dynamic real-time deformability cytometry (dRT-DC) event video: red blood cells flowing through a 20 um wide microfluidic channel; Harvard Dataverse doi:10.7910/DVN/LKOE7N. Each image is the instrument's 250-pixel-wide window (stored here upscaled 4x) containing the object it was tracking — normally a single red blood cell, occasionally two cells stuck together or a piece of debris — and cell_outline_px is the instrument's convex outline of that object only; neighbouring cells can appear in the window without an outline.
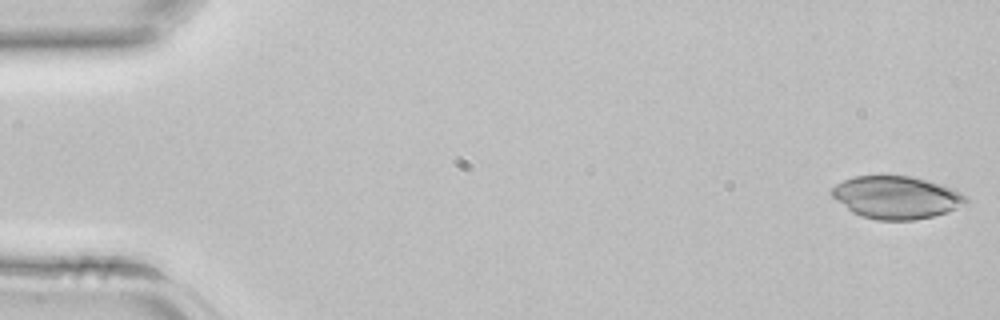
{"species": "common noctule bat (a hibernating species)", "species_latin": "Nyctalus noctula", "temperature_condition": "room temperature", "stored_images_in_passage": 42, "camera_frame_rate_fps": 3000, "um_per_image_px": 0.085, "animal": {"sex": "female", "body_mass_g": 22.7, "forearm_length_mm": 54.2}, "frame": {"image": 1, "passage_image": 1, "time_ms": 0.0, "image_size_px": [1000, 320], "cell_outline_px": [[968, 204], [932, 216], [912, 220], [876, 220], [860, 216], [852, 212], [832, 196], [832, 188], [836, 184], [844, 180], [856, 176], [912, 176], [940, 184], [952, 188], [968, 196]], "centroid_in_image_um": [76.21, 16.78], "position_along_channel_um": 8.8, "area_um2": 33.12}}
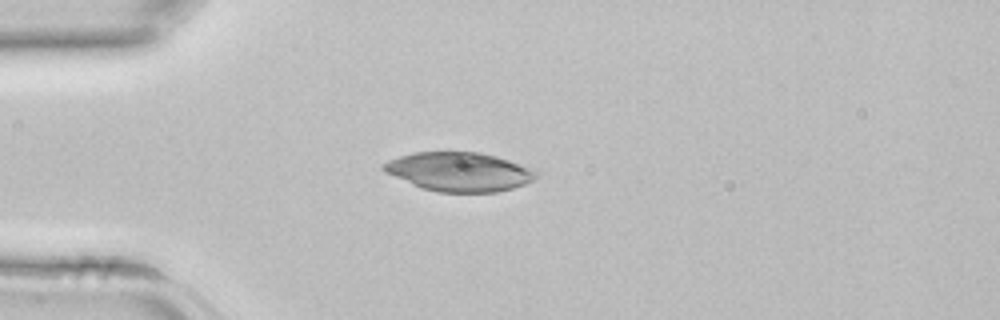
{"frame": {"image": 2, "passage_image": 11, "time_ms": 3.333, "image_size_px": [1000, 320], "cell_outline_px": [[540, 172], [532, 180], [524, 184], [512, 188], [496, 192], [436, 192], [412, 184], [384, 172], [380, 168], [380, 164], [388, 160], [400, 156], [416, 152], [480, 152], [496, 156], [508, 160]], "centroid_in_image_um": [38.99, 14.59], "position_along_channel_um": 46.0, "area_um2": 34.51}}